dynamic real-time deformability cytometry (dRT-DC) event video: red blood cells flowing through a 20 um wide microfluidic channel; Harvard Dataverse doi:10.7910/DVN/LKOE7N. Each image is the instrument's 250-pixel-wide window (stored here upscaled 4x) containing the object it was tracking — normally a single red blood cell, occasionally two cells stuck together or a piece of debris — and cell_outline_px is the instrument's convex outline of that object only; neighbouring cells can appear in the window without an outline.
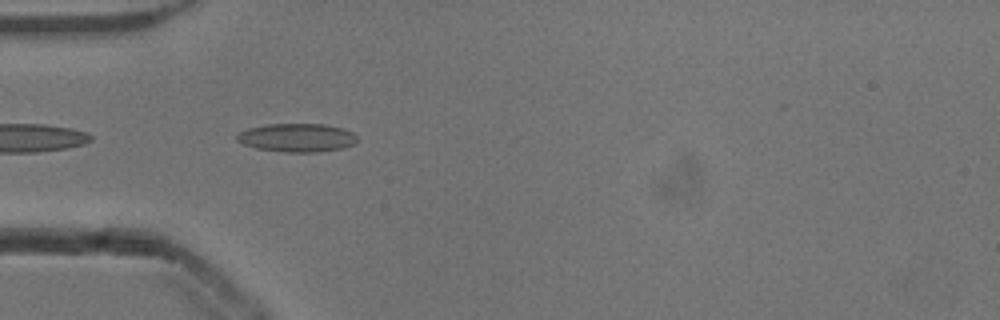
{"species": "common noctule bat (a hibernating species)", "species_latin": "Nyctalus noctula", "temperature_condition": "cold", "stored_images_in_passage": 24, "camera_frame_rate_fps": 3000, "um_per_image_px": 0.085, "animal": {"sex": "male", "body_mass_g": 13.3}, "frame": {"image": 1, "passage_image": 2, "time_ms": 0.333, "image_size_px": [1000, 320], "cell_outline_px": [[356, 140], [352, 144], [344, 148], [316, 152], [284, 152], [256, 148], [244, 144], [236, 140], [236, 136], [240, 132], [248, 128], [264, 124], [324, 124], [344, 128], [352, 132], [356, 136]], "centroid_in_image_um": [25.23, 11.7], "position_along_channel_um": 59.8, "area_um2": 19.94}}
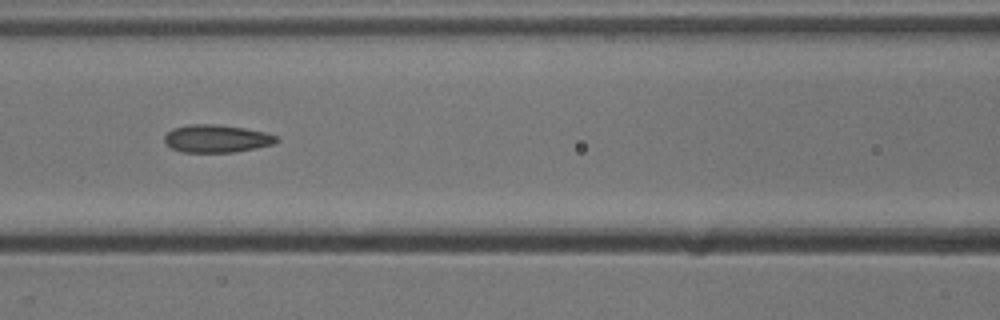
{"frame": {"image": 2, "passage_image": 9, "time_ms": 2.667, "image_size_px": [1000, 320], "cell_outline_px": [[280, 140], [272, 144], [256, 148], [236, 152], [180, 152], [172, 148], [164, 140], [164, 136], [172, 128], [188, 124], [220, 124], [244, 128], [264, 132], [276, 136]], "centroid_in_image_um": [18.4, 11.77], "position_along_channel_um": 148.2, "area_um2": 18.15}}
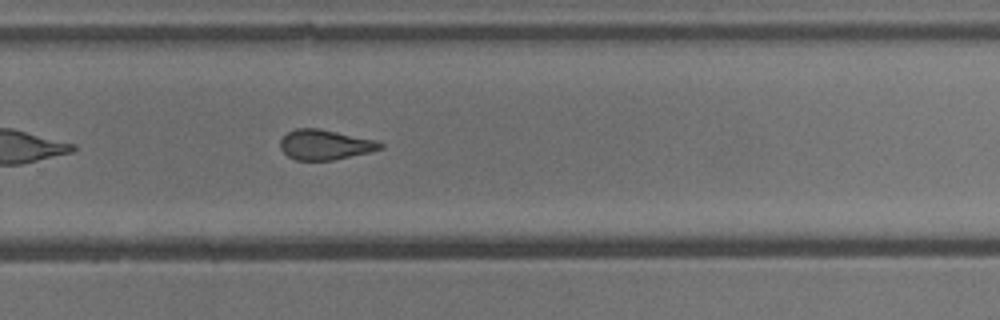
{"frame": {"image": 3, "passage_image": 21, "time_ms": 6.667, "image_size_px": [1000, 320], "cell_outline_px": [[384, 148], [368, 152], [332, 160], [296, 160], [288, 156], [280, 148], [280, 140], [288, 132], [296, 128], [320, 128], [376, 140], [384, 144]], "centroid_in_image_um": [27.62, 12.29], "position_along_channel_um": 302.2, "area_um2": 17.46}}